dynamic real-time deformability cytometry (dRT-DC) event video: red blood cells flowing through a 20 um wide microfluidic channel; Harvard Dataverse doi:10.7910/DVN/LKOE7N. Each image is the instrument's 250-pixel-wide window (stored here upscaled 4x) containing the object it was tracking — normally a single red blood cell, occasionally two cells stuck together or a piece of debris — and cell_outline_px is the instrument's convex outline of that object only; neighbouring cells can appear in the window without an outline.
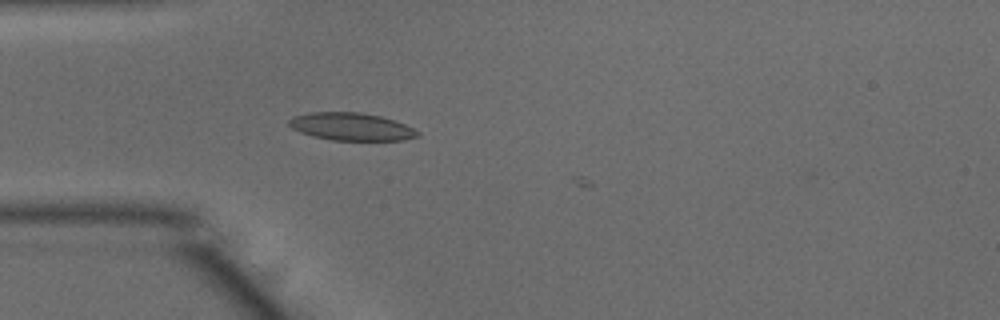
{"species": "common noctule bat (a hibernating species)", "species_latin": "Nyctalus noctula", "temperature_condition": "warm", "stored_images_in_passage": 2, "camera_frame_rate_fps": 3000, "um_per_image_px": 0.085, "animal": {"sex": "male", "body_mass_g": 15.6}, "frame": {"image": 1, "passage_image": 1, "time_ms": 0.0, "image_size_px": [1000, 320], "cell_outline_px": [[420, 136], [404, 140], [332, 140], [312, 136], [300, 132], [292, 128], [288, 124], [288, 120], [292, 116], [308, 112], [360, 112], [380, 116], [404, 124], [420, 132]], "centroid_in_image_um": [29.83, 10.76], "position_along_channel_um": 55.2, "area_um2": 20.75}}